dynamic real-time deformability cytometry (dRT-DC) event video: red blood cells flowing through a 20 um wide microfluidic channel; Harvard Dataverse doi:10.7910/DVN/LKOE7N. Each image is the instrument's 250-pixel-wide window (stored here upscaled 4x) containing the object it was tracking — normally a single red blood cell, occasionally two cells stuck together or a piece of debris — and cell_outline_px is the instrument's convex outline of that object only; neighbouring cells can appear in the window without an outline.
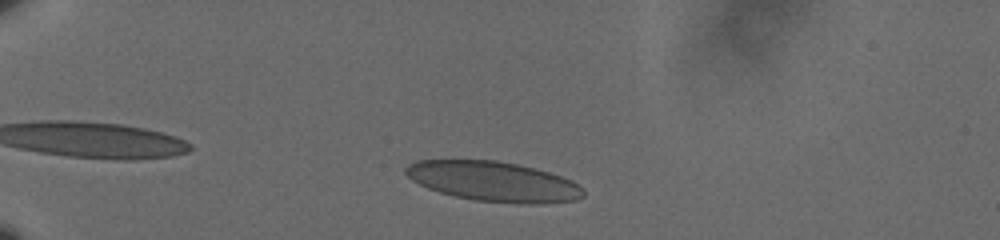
{"species": "human", "species_latin": "Homo sapiens", "temperature_condition": "cold", "stored_images_in_passage": 49, "camera_frame_rate_fps": 3000, "um_per_image_px": 0.085, "donor": {"sex": "male"}, "frame": {"image": 1, "passage_image": 6, "time_ms": 1.667, "image_size_px": [1000, 240], "cell_outline_px": [[584, 196], [576, 200], [532, 204], [520, 204], [476, 200], [456, 196], [440, 192], [428, 188], [412, 180], [404, 172], [404, 168], [408, 164], [420, 160], [496, 160], [536, 168], [572, 180], [584, 188]], "centroid_in_image_um": [41.96, 15.42], "position_along_channel_um": 43.0, "area_um2": 41.21}}
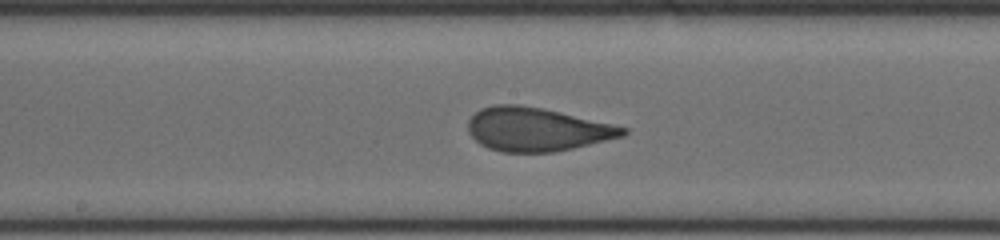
{"frame": {"image": 2, "passage_image": 24, "time_ms": 7.667, "image_size_px": [1000, 240], "cell_outline_px": [[628, 132], [624, 136], [556, 152], [500, 152], [488, 148], [480, 144], [468, 132], [468, 120], [480, 108], [496, 104], [516, 104], [540, 108], [612, 124], [628, 128]], "centroid_in_image_um": [45.6, 11.0], "position_along_channel_um": 202.6, "area_um2": 39.07}}
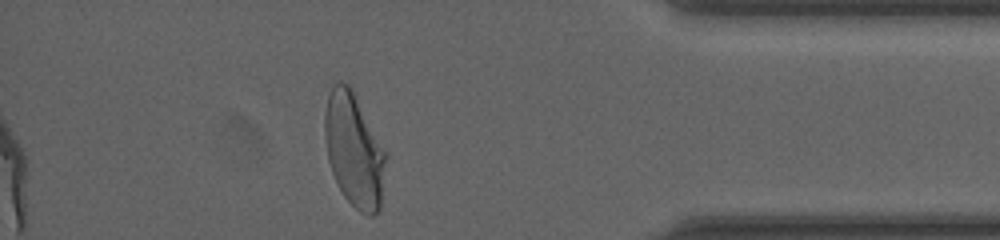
{"frame": {"image": 3, "passage_image": 43, "time_ms": 14.0, "image_size_px": [1000, 240], "cell_outline_px": [[388, 156], [380, 212], [372, 216], [368, 216], [360, 212], [344, 196], [332, 172], [328, 160], [324, 136], [324, 116], [328, 92], [332, 84], [336, 80], [340, 80], [348, 84], [352, 88], [388, 152]], "centroid_in_image_um": [30.13, 12.73], "position_along_channel_um": 405.1, "area_um2": 41.56}, "authors_computed_cell_mechanics": {"area_um2": 40.2866, "velocity_mm_per_s": 3.5863, "shape_relaxation_time_tau1_ms": 6.0491, "shape_relaxation_time_tau2_ms": null, "deformation_change_tau1": 0.1762, "deformation_change_tau2": null}}